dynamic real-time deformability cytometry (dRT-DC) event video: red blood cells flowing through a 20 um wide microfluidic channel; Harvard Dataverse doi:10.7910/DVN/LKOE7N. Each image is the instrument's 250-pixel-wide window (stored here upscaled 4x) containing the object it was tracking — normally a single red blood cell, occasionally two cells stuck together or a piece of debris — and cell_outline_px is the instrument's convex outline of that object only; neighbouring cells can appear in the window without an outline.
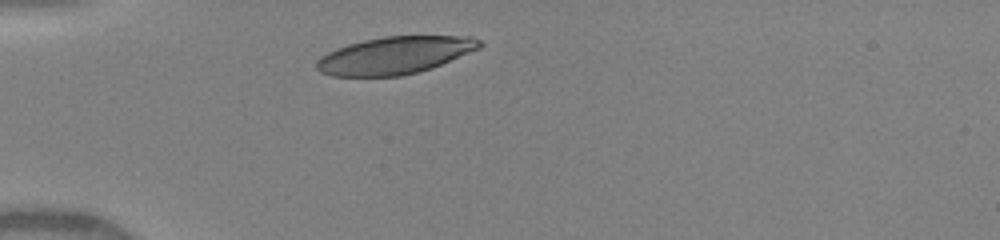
{"species": "human", "species_latin": "Homo sapiens", "temperature_condition": "warm", "stored_images_in_passage": 12, "camera_frame_rate_fps": 3000, "um_per_image_px": 0.085, "donor": {"sex": "female"}, "frame": {"image": 1, "passage_image": 1, "time_ms": 0.0, "image_size_px": [1000, 240], "cell_outline_px": [[484, 44], [480, 48], [432, 68], [400, 76], [332, 76], [320, 72], [316, 68], [316, 60], [320, 56], [336, 48], [348, 44], [364, 40], [384, 36], [472, 36], [480, 40]], "centroid_in_image_um": [33.55, 4.7], "position_along_channel_um": 51.4, "area_um2": 35.55}}
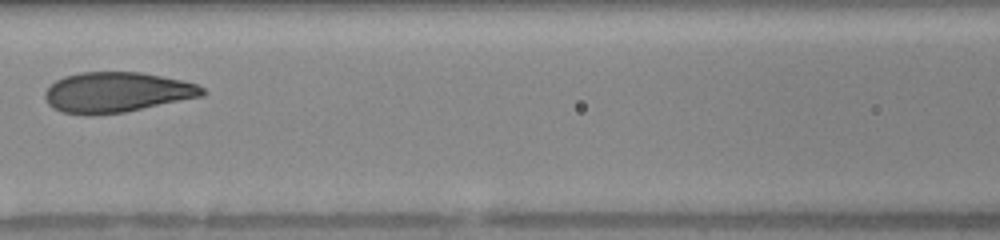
{"frame": {"image": 2, "passage_image": 4, "time_ms": 3.0, "image_size_px": [1000, 240], "cell_outline_px": [[208, 92], [204, 96], [124, 112], [88, 116], [64, 112], [52, 108], [48, 104], [44, 96], [44, 92], [56, 80], [64, 76], [80, 72], [140, 72], [184, 80], [196, 84], [204, 88]], "centroid_in_image_um": [9.94, 7.84], "position_along_channel_um": 156.7, "area_um2": 37.17}}
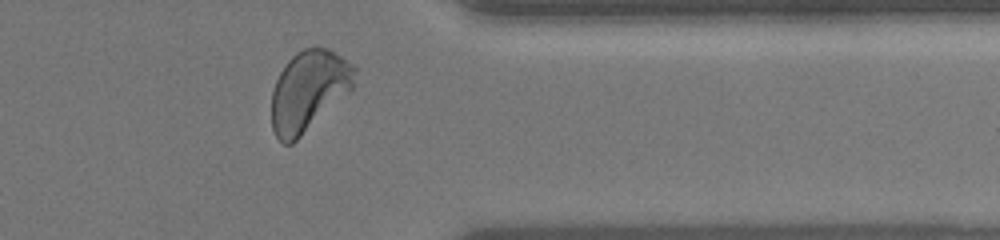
{"frame": {"image": 3, "passage_image": 12, "time_ms": 8.667, "image_size_px": [1000, 240], "cell_outline_px": [[356, 72], [352, 92], [292, 144], [284, 144], [276, 136], [272, 128], [272, 92], [276, 80], [280, 72], [288, 60], [296, 52], [304, 48], [328, 48], [352, 64], [356, 68]], "centroid_in_image_um": [26.26, 7.73], "position_along_channel_um": 385.1, "area_um2": 39.19}, "authors_computed_cell_mechanics": {"area_um2": 37.2521, "velocity_mm_per_s": 4.1188, "shape_relaxation_time_tau1_ms": 2.0571, "shape_relaxation_time_tau2_ms": null, "deformation_change_tau1": 0.1322, "deformation_change_tau2": null}}